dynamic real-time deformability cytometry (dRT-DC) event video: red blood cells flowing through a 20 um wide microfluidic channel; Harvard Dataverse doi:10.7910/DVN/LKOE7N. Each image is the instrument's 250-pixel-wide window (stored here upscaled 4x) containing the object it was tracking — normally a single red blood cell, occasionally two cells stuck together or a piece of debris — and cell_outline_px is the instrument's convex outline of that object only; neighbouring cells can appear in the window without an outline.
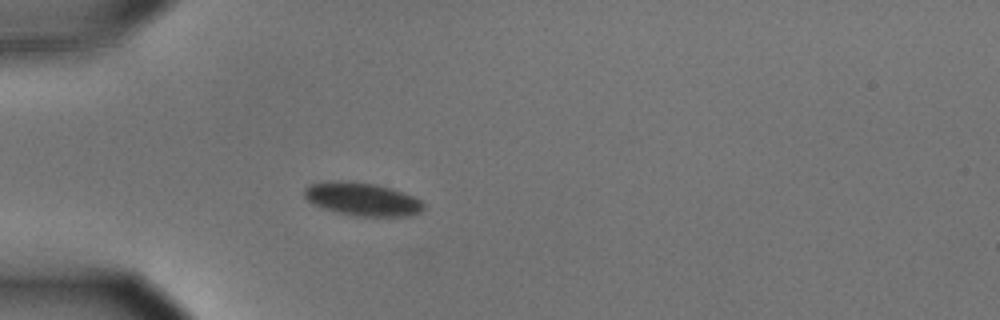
{"species": "common noctule bat (a hibernating species)", "species_latin": "Nyctalus noctula", "temperature_condition": "cold", "stored_images_in_passage": 41, "camera_frame_rate_fps": 3000, "um_per_image_px": 0.085, "animal": {"sex": "male", "body_mass_g": 15.6}, "frame": {"image": 1, "passage_image": 1, "time_ms": 0.0, "image_size_px": [1000, 320], "cell_outline_px": [[424, 208], [420, 212], [412, 216], [356, 216], [324, 208], [308, 200], [304, 196], [304, 188], [312, 184], [332, 180], [352, 180], [376, 184], [392, 188], [404, 192], [420, 200], [424, 204]], "centroid_in_image_um": [30.83, 16.9], "position_along_channel_um": 54.2, "area_um2": 23.06}}
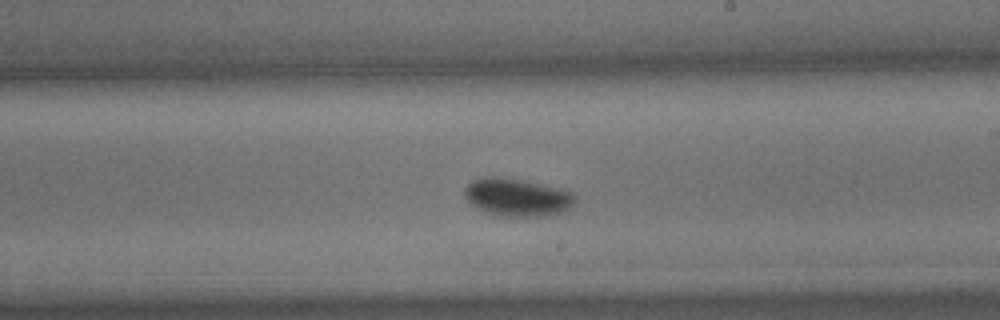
{"frame": {"image": 2, "passage_image": 18, "time_ms": 5.667, "image_size_px": [1000, 320], "cell_outline_px": [[576, 200], [568, 208], [560, 212], [548, 216], [500, 216], [484, 212], [472, 204], [464, 196], [464, 188], [472, 180], [484, 176], [496, 176], [520, 180], [560, 188], [572, 192], [576, 196]], "centroid_in_image_um": [43.93, 16.76], "position_along_channel_um": 245.1, "area_um2": 24.28}}
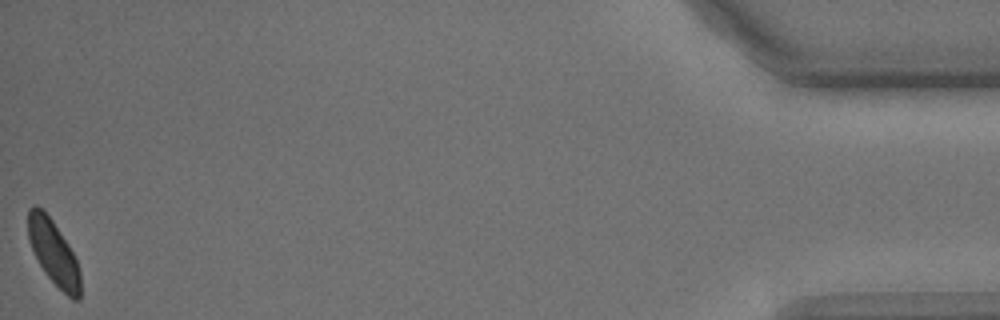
{"frame": {"image": 3, "passage_image": 41, "time_ms": 13.333, "image_size_px": [1000, 320], "cell_outline_px": [[80, 300], [72, 300], [48, 276], [40, 264], [28, 240], [28, 208], [32, 204], [36, 204], [44, 208], [68, 244], [76, 260], [80, 272]], "centroid_in_image_um": [4.54, 21.41], "position_along_channel_um": 430.7, "area_um2": 19.54}, "authors_computed_cell_mechanics": {"area_um2": 22.8888, "velocity_mm_per_s": 3.5632, "shape_relaxation_time_tau1_ms": 4.1933, "shape_relaxation_time_tau2_ms": null, "deformation_change_tau1": 0.0951, "deformation_change_tau2": null}}